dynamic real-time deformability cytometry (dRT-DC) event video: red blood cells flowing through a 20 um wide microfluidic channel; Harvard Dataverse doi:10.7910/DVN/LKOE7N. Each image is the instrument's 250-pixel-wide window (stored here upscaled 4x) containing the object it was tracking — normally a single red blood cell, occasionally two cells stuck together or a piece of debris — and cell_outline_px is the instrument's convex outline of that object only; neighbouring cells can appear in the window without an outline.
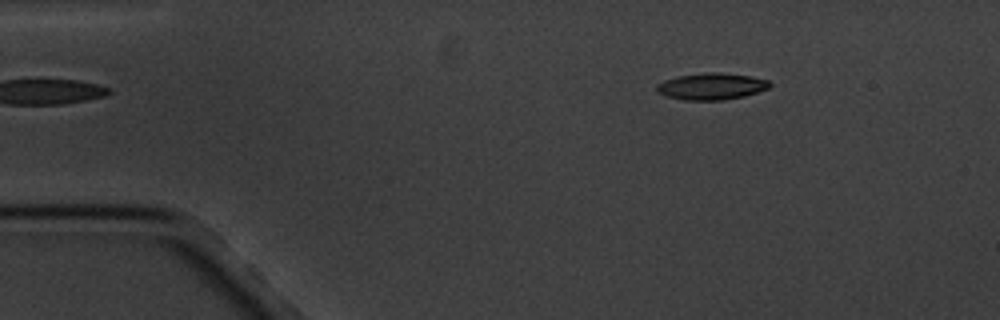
{"species": "common noctule bat (a hibernating species)", "species_latin": "Nyctalus noctula", "temperature_condition": "cold", "stored_images_in_passage": 5, "camera_frame_rate_fps": 3000, "um_per_image_px": 0.085, "animal": {"sex": "male", "body_mass_g": 20.1, "forearm_length_mm": 53.5}, "frame": {"image": 1, "passage_image": 2, "time_ms": 1.333, "image_size_px": [1000, 320], "cell_outline_px": [[772, 84], [768, 88], [744, 96], [724, 100], [684, 100], [668, 96], [656, 92], [656, 84], [664, 80], [676, 76], [704, 72], [720, 72], [752, 76], [768, 80]], "centroid_in_image_um": [60.46, 7.33], "position_along_channel_um": 24.5, "area_um2": 17.69}}
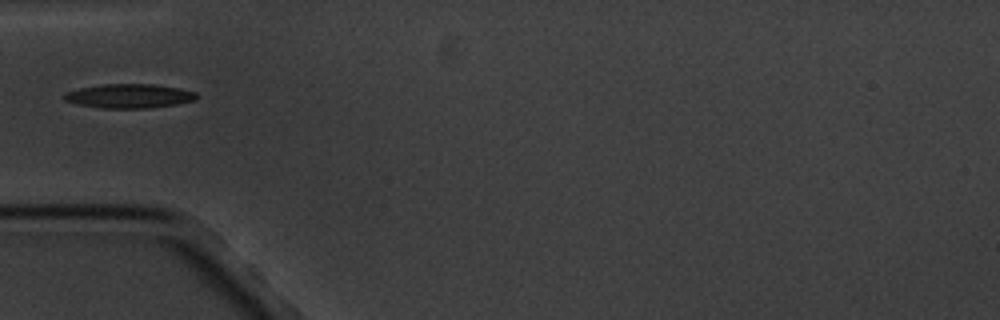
{"frame": {"image": 2, "passage_image": 5, "time_ms": 4.667, "image_size_px": [1000, 320], "cell_outline_px": [[196, 100], [176, 104], [148, 108], [100, 108], [76, 104], [64, 100], [60, 96], [64, 92], [80, 88], [100, 84], [152, 84], [180, 88], [196, 92]], "centroid_in_image_um": [10.92, 8.16], "position_along_channel_um": 74.1, "area_um2": 18.79}}